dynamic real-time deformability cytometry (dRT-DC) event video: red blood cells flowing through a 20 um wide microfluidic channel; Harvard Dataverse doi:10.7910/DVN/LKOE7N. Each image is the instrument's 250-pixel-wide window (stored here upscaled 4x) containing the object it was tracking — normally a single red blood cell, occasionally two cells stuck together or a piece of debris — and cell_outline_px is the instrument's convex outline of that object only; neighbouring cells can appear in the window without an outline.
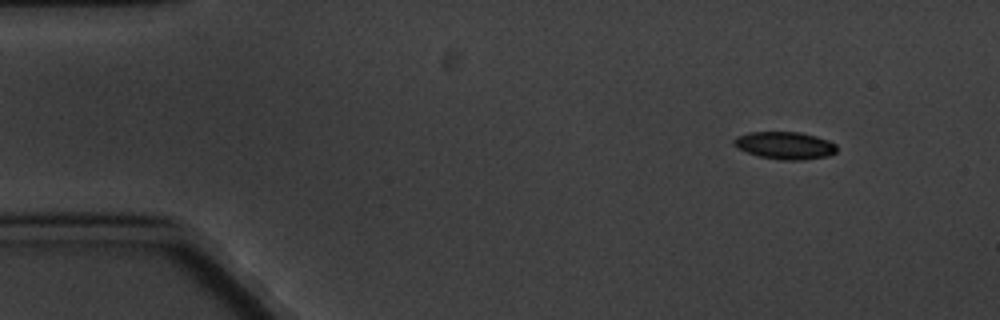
{"species": "common noctule bat (a hibernating species)", "species_latin": "Nyctalus noctula", "temperature_condition": "cold", "stored_images_in_passage": 5, "camera_frame_rate_fps": 3000, "um_per_image_px": 0.085, "animal": {"sex": "male", "body_mass_g": 20.1, "forearm_length_mm": 53.5}, "frame": {"image": 1, "passage_image": 2, "time_ms": 1.0, "image_size_px": [1000, 320], "cell_outline_px": [[836, 152], [828, 156], [804, 160], [780, 160], [756, 156], [736, 148], [732, 144], [732, 140], [748, 132], [800, 132], [816, 136], [828, 140], [836, 144]], "centroid_in_image_um": [66.7, 12.37], "position_along_channel_um": 18.3, "area_um2": 16.65}}
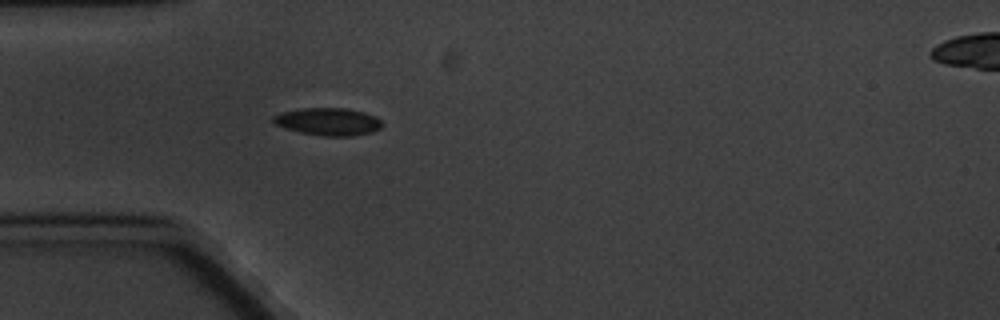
{"frame": {"image": 2, "passage_image": 5, "time_ms": 4.667, "image_size_px": [1000, 320], "cell_outline_px": [[384, 124], [380, 128], [372, 132], [352, 136], [324, 136], [300, 132], [276, 124], [272, 120], [272, 116], [280, 112], [304, 108], [344, 108], [364, 112], [376, 116]], "centroid_in_image_um": [27.92, 10.33], "position_along_channel_um": 57.1, "area_um2": 17.4}}